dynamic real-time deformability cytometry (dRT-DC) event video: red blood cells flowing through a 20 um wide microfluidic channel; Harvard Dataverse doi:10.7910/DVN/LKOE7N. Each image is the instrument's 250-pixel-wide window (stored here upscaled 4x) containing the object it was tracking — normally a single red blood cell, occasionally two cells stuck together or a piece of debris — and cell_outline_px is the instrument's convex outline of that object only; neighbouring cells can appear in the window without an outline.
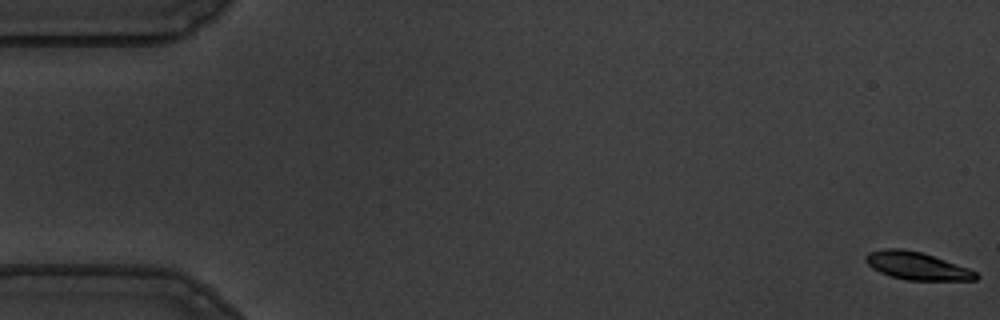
{"species": "common noctule bat (a hibernating species)", "species_latin": "Nyctalus noctula", "temperature_condition": "warm", "stored_images_in_passage": 56, "camera_frame_rate_fps": 3000, "um_per_image_px": 0.085, "animal": {"sex": "male", "body_mass_g": 19.5, "forearm_length_mm": 54.6}, "frame": {"image": 1, "passage_image": 1, "time_ms": 0.0, "image_size_px": [1000, 320], "cell_outline_px": [[980, 276], [976, 280], [908, 280], [892, 276], [880, 272], [872, 268], [864, 260], [864, 256], [868, 252], [884, 248], [900, 248], [920, 252], [968, 268], [976, 272]], "centroid_in_image_um": [77.9, 22.59], "position_along_channel_um": 7.1, "area_um2": 17.63}}
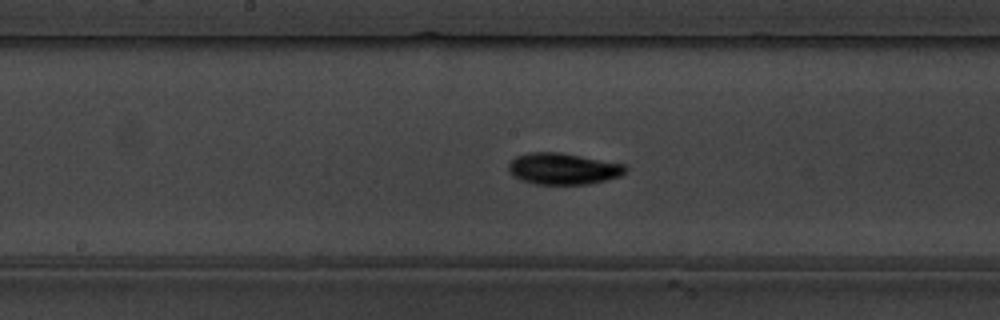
{"frame": {"image": 2, "passage_image": 29, "time_ms": 9.333, "image_size_px": [1000, 320], "cell_outline_px": [[628, 168], [620, 176], [588, 184], [536, 184], [520, 180], [512, 176], [508, 168], [508, 164], [516, 156], [528, 152], [560, 152], [624, 164]], "centroid_in_image_um": [47.83, 14.34], "position_along_channel_um": 200.4, "area_um2": 21.39}}
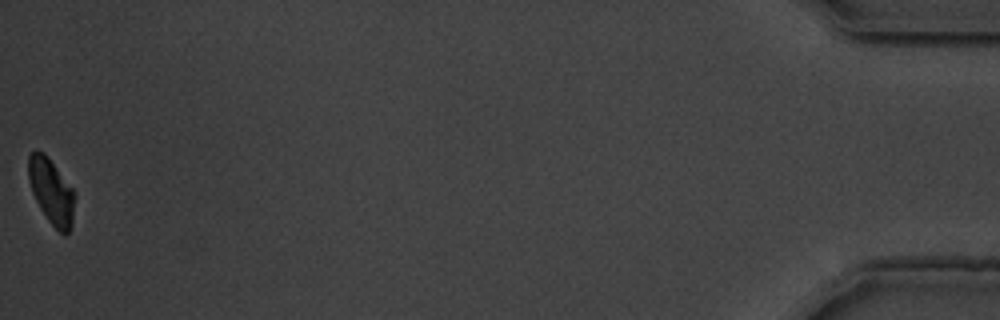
{"frame": {"image": 3, "passage_image": 56, "time_ms": 18.333, "image_size_px": [1000, 320], "cell_outline_px": [[76, 196], [72, 224], [68, 232], [64, 236], [48, 220], [40, 208], [32, 192], [28, 180], [28, 156], [32, 152], [44, 152], [48, 156], [76, 192]], "centroid_in_image_um": [4.39, 16.27], "position_along_channel_um": 430.8, "area_um2": 17.8}, "authors_computed_cell_mechanics": {"area_um2": 19.4786, "velocity_mm_per_s": 3.6475, "shape_relaxation_time_tau1_ms": 2.6235, "shape_relaxation_time_tau2_ms": 7.4358, "deformation_change_tau1": 0.1344, "deformation_change_tau2": 0.1037}}